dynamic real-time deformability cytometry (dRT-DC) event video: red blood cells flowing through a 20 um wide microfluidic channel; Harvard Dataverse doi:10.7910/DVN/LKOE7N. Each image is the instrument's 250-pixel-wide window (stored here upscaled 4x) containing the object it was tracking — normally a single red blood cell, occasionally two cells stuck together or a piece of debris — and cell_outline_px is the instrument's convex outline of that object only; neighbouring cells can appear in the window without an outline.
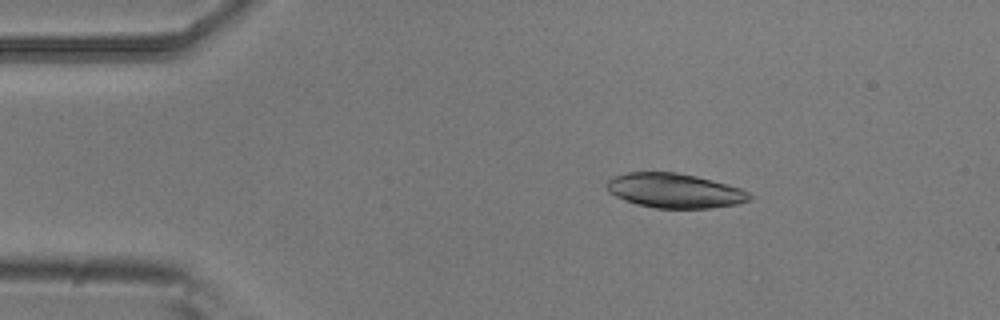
{"species": "common noctule bat (a hibernating species)", "species_latin": "Nyctalus noctula", "temperature_condition": "room temperature", "stored_images_in_passage": 5, "camera_frame_rate_fps": 3000, "um_per_image_px": 0.085, "animal": {"sex": "male", "body_mass_g": 20.5, "forearm_length_mm": 52.5}, "frame": {"image": 1, "passage_image": 3, "time_ms": 0.667, "image_size_px": [1000, 320], "cell_outline_px": [[752, 200], [736, 204], [712, 208], [656, 208], [624, 200], [608, 192], [604, 184], [612, 176], [628, 172], [676, 172], [696, 176], [712, 180], [740, 188], [748, 192], [752, 196]], "centroid_in_image_um": [57.32, 16.2], "position_along_channel_um": 27.7, "area_um2": 28.78}}